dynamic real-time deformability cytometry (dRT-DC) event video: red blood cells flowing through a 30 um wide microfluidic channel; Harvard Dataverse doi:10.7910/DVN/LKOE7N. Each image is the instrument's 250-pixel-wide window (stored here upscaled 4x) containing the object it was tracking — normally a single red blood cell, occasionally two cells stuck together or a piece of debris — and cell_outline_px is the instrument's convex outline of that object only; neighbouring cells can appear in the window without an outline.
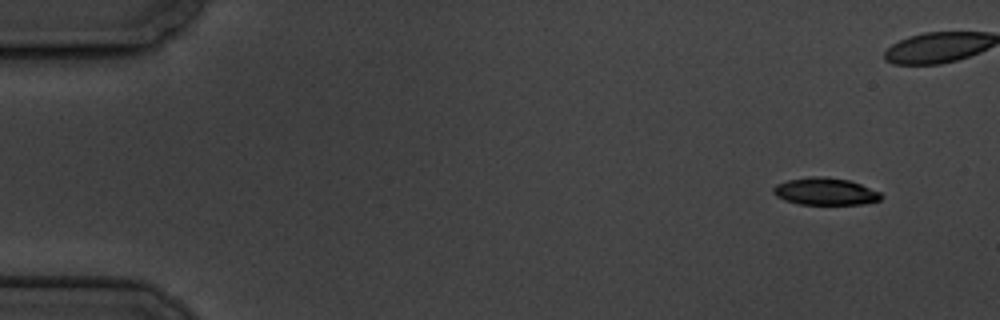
{"species": "common noctule bat (a hibernating species)", "species_latin": "Nyctalus noctula", "temperature_condition": "cold", "stored_images_in_passage": 9, "segment_of_instrument_passage": [1, 2], "camera_frame_rate_fps": 3000, "um_per_image_px": 0.085, "animal": {"sex": "male", "body_mass_g": 19.5, "forearm_length_mm": 54.6}, "frame": {"image": 1, "passage_image": 1, "time_ms": 0.0, "image_size_px": [1000, 320], "cell_outline_px": [[884, 196], [880, 200], [860, 204], [800, 204], [784, 200], [776, 196], [772, 192], [772, 188], [776, 184], [788, 180], [812, 176], [824, 176], [848, 180], [860, 184], [880, 192]], "centroid_in_image_um": [70.13, 16.27], "position_along_channel_um": 14.9, "area_um2": 17.05}}
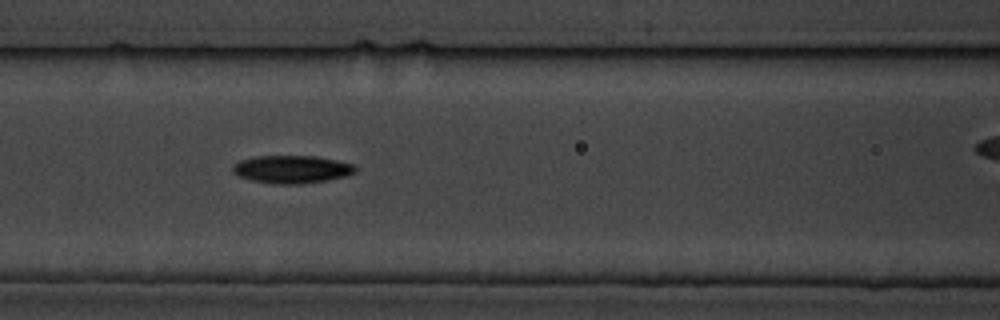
{"frame": {"image": 2, "passage_image": 7, "time_ms": 7.0, "image_size_px": [1000, 320], "cell_outline_px": [[356, 172], [344, 176], [328, 180], [300, 184], [272, 184], [252, 180], [240, 176], [232, 172], [232, 164], [240, 160], [256, 156], [316, 156], [356, 164]], "centroid_in_image_um": [24.8, 14.39], "position_along_channel_um": 141.8, "area_um2": 20.0}}
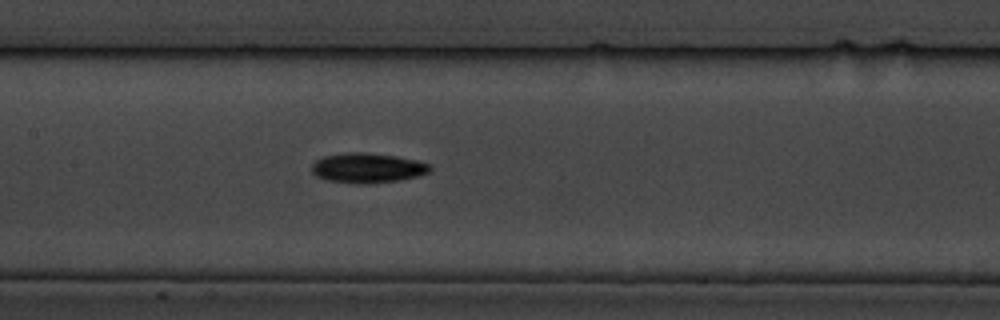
{"frame": {"image": 3, "passage_image": 8, "time_ms": 8.0, "image_size_px": [1000, 320], "cell_outline_px": [[432, 168], [428, 172], [416, 176], [400, 180], [360, 184], [328, 180], [316, 176], [312, 172], [312, 164], [316, 160], [324, 156], [348, 152], [364, 152], [396, 156], [416, 160], [432, 164]], "centroid_in_image_um": [31.24, 14.26], "position_along_channel_um": 176.2, "area_um2": 20.46}}